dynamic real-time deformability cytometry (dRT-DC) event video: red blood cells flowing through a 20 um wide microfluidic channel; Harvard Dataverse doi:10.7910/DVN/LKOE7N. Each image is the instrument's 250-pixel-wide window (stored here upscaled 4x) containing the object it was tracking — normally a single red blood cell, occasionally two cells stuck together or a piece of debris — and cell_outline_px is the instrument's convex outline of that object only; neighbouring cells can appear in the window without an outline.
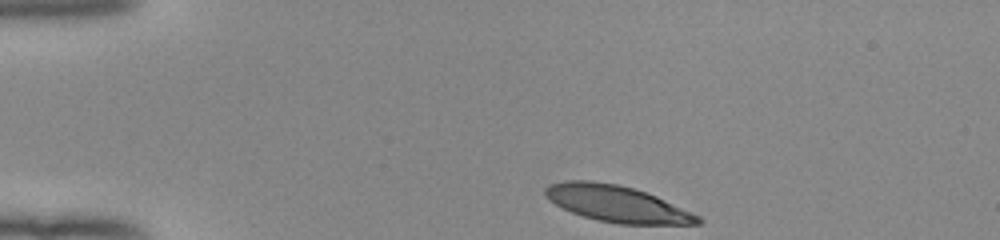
{"species": "human", "species_latin": "Homo sapiens", "temperature_condition": "room temperature", "stored_images_in_passage": 35, "camera_frame_rate_fps": 3000, "um_per_image_px": 0.085, "donor": {"sex": "female"}, "frame": {"image": 1, "passage_image": 1, "time_ms": 0.0, "image_size_px": [1000, 240], "cell_outline_px": [[704, 220], [700, 224], [620, 224], [600, 220], [584, 216], [572, 212], [556, 204], [544, 196], [544, 188], [548, 184], [564, 180], [588, 180], [616, 184], [632, 188], [656, 196], [692, 212], [700, 216]], "centroid_in_image_um": [52.43, 17.31], "position_along_channel_um": 32.6, "area_um2": 32.14}}
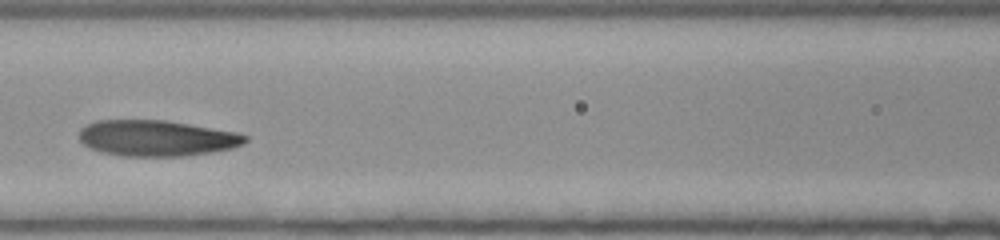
{"frame": {"image": 2, "passage_image": 15, "time_ms": 4.667, "image_size_px": [1000, 240], "cell_outline_px": [[248, 140], [244, 144], [232, 148], [212, 152], [184, 156], [124, 156], [100, 152], [84, 144], [80, 140], [80, 128], [96, 120], [164, 120], [236, 132], [248, 136]], "centroid_in_image_um": [13.32, 11.74], "position_along_channel_um": 153.3, "area_um2": 34.68}}
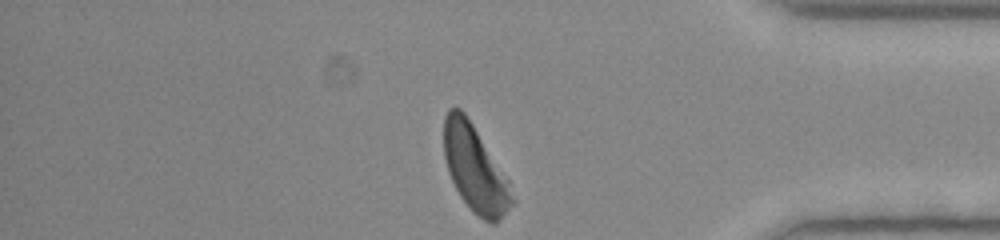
{"frame": {"image": 3, "passage_image": 35, "time_ms": 11.333, "image_size_px": [1000, 240], "cell_outline_px": [[516, 200], [500, 220], [496, 224], [492, 224], [484, 220], [460, 196], [448, 172], [444, 156], [444, 116], [448, 108], [460, 108], [464, 112], [472, 124], [508, 180]], "centroid_in_image_um": [40.38, 14.35], "position_along_channel_um": 394.8, "area_um2": 33.64}, "authors_computed_cell_mechanics": {"area_um2": 35.1424, "velocity_mm_per_s": 3.9484, "shape_relaxation_time_tau1_ms": 2.5916, "shape_relaxation_time_tau2_ms": 1.6487, "deformation_change_tau1": 0.1436, "deformation_change_tau2": 0.0829}}